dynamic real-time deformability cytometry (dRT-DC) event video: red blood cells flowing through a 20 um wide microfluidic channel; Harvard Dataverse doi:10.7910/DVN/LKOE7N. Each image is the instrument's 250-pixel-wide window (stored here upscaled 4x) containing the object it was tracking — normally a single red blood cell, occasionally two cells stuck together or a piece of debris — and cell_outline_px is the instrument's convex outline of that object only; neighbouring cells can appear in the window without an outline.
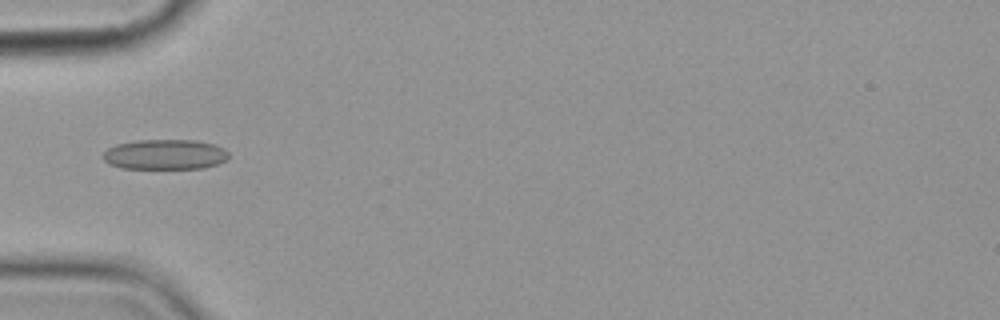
{"species": "common noctule bat (a hibernating species)", "species_latin": "Nyctalus noctula", "temperature_condition": "cold", "stored_images_in_passage": 4, "camera_frame_rate_fps": 3000, "um_per_image_px": 0.085, "animal": {"sex": "female", "body_mass_g": 19.9}, "frame": {"image": 1, "passage_image": 2, "time_ms": 1.333, "image_size_px": [1000, 320], "cell_outline_px": [[228, 160], [204, 168], [120, 168], [108, 164], [100, 156], [108, 148], [116, 144], [136, 140], [196, 140], [216, 144], [224, 148], [228, 152]], "centroid_in_image_um": [14.01, 13.12], "position_along_channel_um": 71.0, "area_um2": 22.31}}
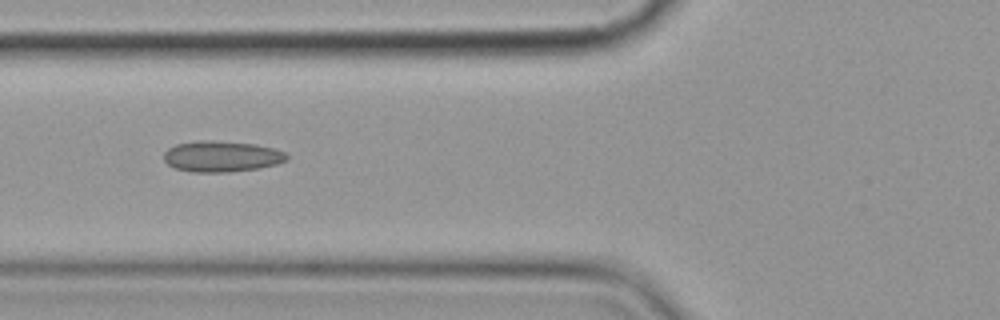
{"frame": {"image": 2, "passage_image": 3, "time_ms": 2.333, "image_size_px": [1000, 320], "cell_outline_px": [[288, 160], [276, 164], [260, 168], [232, 172], [192, 172], [176, 168], [168, 164], [164, 160], [164, 152], [168, 148], [176, 144], [200, 140], [212, 140], [256, 144], [272, 148], [284, 152], [288, 156]], "centroid_in_image_um": [18.84, 13.29], "position_along_channel_um": 107.0, "area_um2": 22.25}}
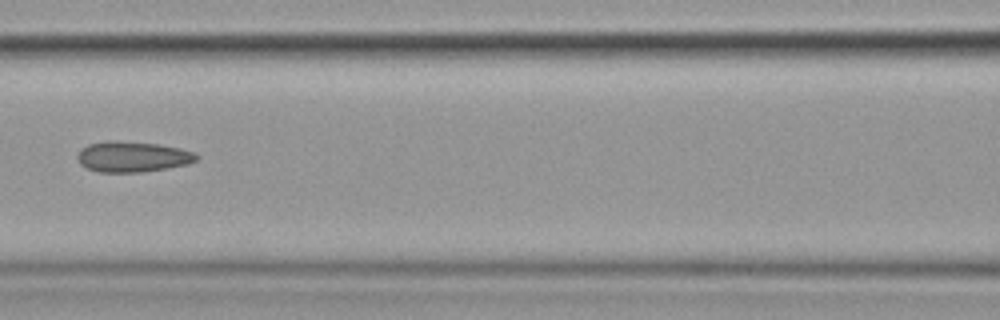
{"frame": {"image": 3, "passage_image": 4, "time_ms": 3.667, "image_size_px": [1000, 320], "cell_outline_px": [[200, 156], [196, 160], [188, 164], [140, 172], [96, 172], [80, 164], [76, 156], [80, 148], [88, 144], [108, 140], [116, 140], [160, 144], [180, 148], [196, 152]], "centroid_in_image_um": [11.25, 13.3], "position_along_channel_um": 155.4, "area_um2": 21.44}}